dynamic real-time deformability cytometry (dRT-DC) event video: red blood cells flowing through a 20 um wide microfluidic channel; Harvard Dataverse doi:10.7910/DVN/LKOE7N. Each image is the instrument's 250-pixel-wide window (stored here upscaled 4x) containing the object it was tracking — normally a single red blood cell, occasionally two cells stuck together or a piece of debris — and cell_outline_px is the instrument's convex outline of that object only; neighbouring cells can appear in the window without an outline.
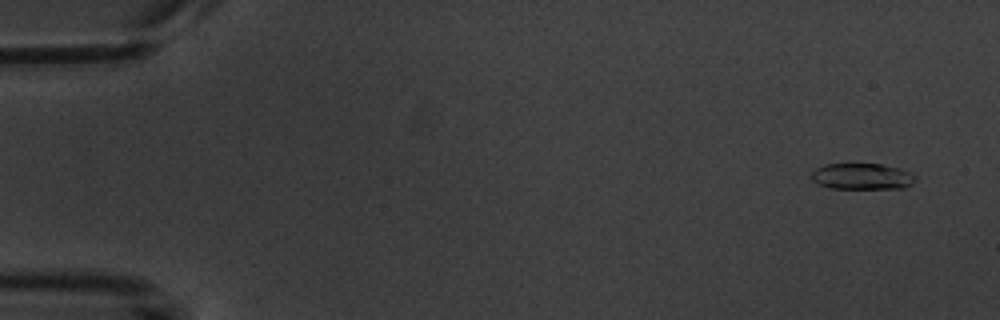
{"species": "common noctule bat (a hibernating species)", "species_latin": "Nyctalus noctula", "temperature_condition": "warm", "stored_images_in_passage": 5, "camera_frame_rate_fps": 3000, "um_per_image_px": 0.085, "animal": {"sex": "male", "body_mass_g": 20.1, "forearm_length_mm": 53.5}, "frame": {"image": 1, "passage_image": 1, "time_ms": 0.0, "image_size_px": [1000, 320], "cell_outline_px": [[916, 180], [912, 184], [904, 188], [828, 188], [816, 184], [812, 180], [812, 172], [816, 168], [824, 164], [880, 164], [900, 168], [916, 176]], "centroid_in_image_um": [73.26, 15.0], "position_along_channel_um": 11.7, "area_um2": 15.9}}
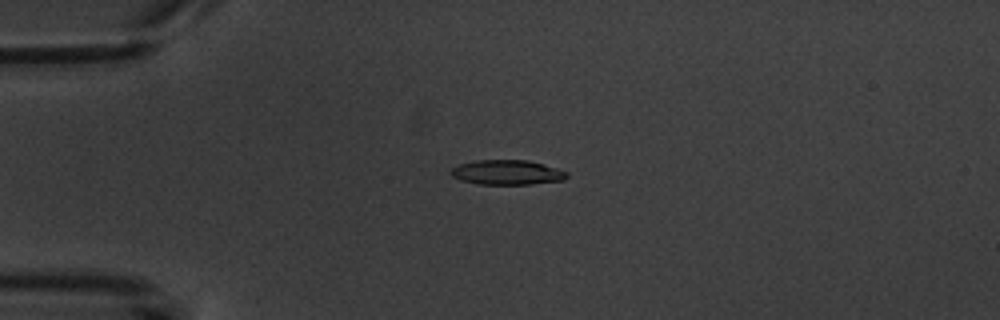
{"frame": {"image": 2, "passage_image": 4, "time_ms": 3.667, "image_size_px": [1000, 320], "cell_outline_px": [[568, 176], [564, 180], [532, 184], [476, 184], [460, 180], [452, 176], [448, 172], [452, 168], [460, 164], [476, 160], [528, 160], [544, 164], [568, 172]], "centroid_in_image_um": [43.09, 14.65], "position_along_channel_um": 41.9, "area_um2": 16.82}}